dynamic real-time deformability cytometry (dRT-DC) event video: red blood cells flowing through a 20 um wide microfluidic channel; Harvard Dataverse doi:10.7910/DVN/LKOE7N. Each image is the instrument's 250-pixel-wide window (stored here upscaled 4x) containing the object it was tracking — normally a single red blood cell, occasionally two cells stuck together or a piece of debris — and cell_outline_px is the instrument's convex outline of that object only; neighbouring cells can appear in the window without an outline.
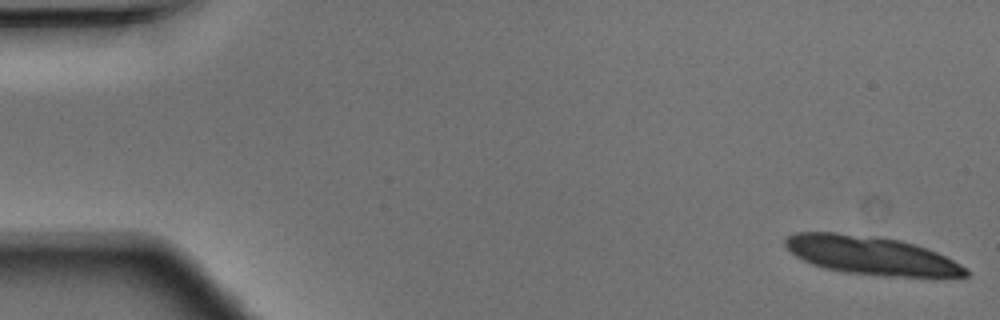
{"species": "Egyptian fruit bat (a non-hibernating species)", "species_latin": "Rousettus aegyptiacus", "temperature_condition": "warm", "stored_images_in_passage": 14, "camera_frame_rate_fps": 3000, "um_per_image_px": 0.085, "animal": {"sex": "male"}, "frame": {"image": 1, "passage_image": 1, "time_ms": 0.0, "image_size_px": [1000, 320], "cell_outline_px": [[968, 276], [884, 276], [844, 272], [824, 268], [812, 264], [796, 256], [784, 244], [784, 240], [788, 236], [796, 232], [836, 232], [880, 236], [900, 240], [936, 252], [960, 264], [968, 272]], "centroid_in_image_um": [73.98, 21.69], "position_along_channel_um": 11.0, "area_um2": 40.06}}